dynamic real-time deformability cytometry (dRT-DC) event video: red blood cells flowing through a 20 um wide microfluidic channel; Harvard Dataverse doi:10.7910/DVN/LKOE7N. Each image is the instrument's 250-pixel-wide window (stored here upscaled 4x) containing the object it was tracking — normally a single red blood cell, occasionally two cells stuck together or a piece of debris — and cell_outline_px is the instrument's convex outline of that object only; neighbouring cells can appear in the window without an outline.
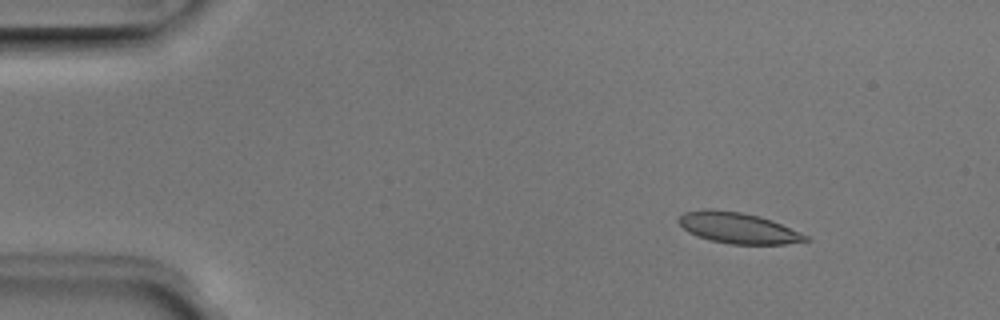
{"species": "Egyptian fruit bat (a non-hibernating species)", "species_latin": "Rousettus aegyptiacus", "temperature_condition": "room temperature", "stored_images_in_passage": 51, "camera_frame_rate_fps": 3000, "um_per_image_px": 0.085, "animal": {"sex": "male"}, "frame": {"image": 1, "passage_image": 7, "time_ms": 2.0, "image_size_px": [1000, 320], "cell_outline_px": [[812, 240], [784, 244], [732, 244], [712, 240], [688, 232], [676, 220], [684, 212], [704, 208], [712, 208], [740, 212], [760, 216], [772, 220], [808, 236]], "centroid_in_image_um": [62.72, 19.36], "position_along_channel_um": 22.3, "area_um2": 22.77}}
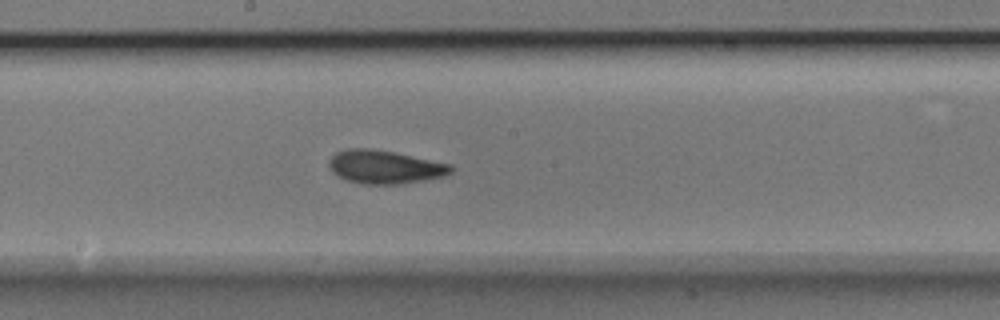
{"frame": {"image": 2, "passage_image": 28, "time_ms": 9.0, "image_size_px": [1000, 320], "cell_outline_px": [[456, 168], [452, 172], [444, 176], [424, 180], [400, 184], [364, 184], [348, 180], [332, 172], [328, 168], [328, 160], [336, 152], [348, 148], [372, 148], [452, 164]], "centroid_in_image_um": [32.71, 14.18], "position_along_channel_um": 215.5, "area_um2": 23.76}}
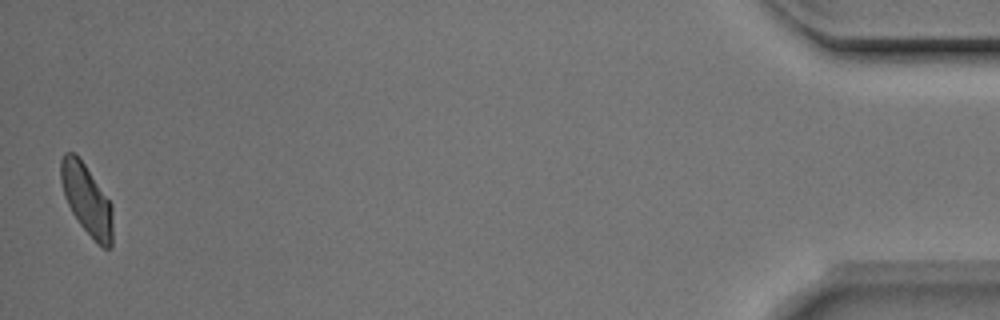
{"frame": {"image": 3, "passage_image": 51, "time_ms": 16.667, "image_size_px": [1000, 320], "cell_outline_px": [[112, 248], [104, 248], [80, 224], [72, 212], [64, 196], [60, 180], [60, 160], [64, 152], [76, 152], [112, 204]], "centroid_in_image_um": [7.35, 16.9], "position_along_channel_um": 427.8, "area_um2": 21.1}, "authors_computed_cell_mechanics": {"area_um2": 22.6576, "velocity_mm_per_s": 3.9494, "shape_relaxation_time_tau1_ms": 3.8837, "shape_relaxation_time_tau2_ms": 2.6851, "deformation_change_tau1": 0.1207, "deformation_change_tau2": 0.0645}}